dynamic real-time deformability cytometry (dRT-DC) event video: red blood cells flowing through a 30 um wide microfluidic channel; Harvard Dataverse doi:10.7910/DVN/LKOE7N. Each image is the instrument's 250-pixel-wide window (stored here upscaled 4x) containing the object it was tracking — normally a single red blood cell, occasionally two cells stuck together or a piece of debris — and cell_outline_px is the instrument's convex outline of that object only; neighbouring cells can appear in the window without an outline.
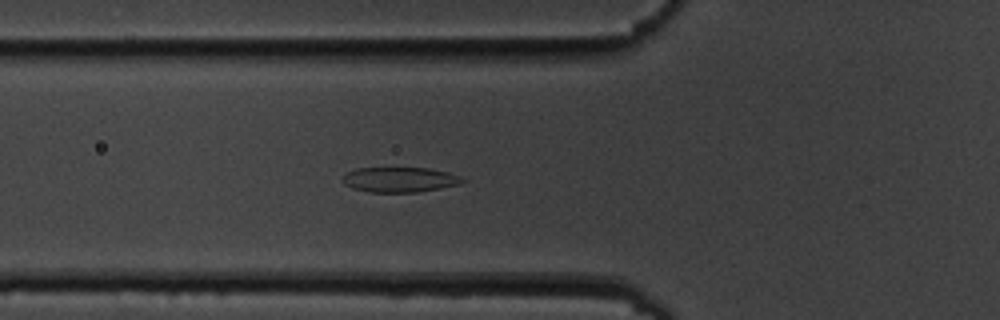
{"species": "common noctule bat (a hibernating species)", "species_latin": "Nyctalus noctula", "temperature_condition": "cold", "stored_images_in_passage": 6, "camera_frame_rate_fps": 3000, "um_per_image_px": 0.085, "animal": {"sex": "male", "body_mass_g": 19.5, "forearm_length_mm": 54.6}, "frame": {"image": 1, "passage_image": 6, "time_ms": 5.667, "image_size_px": [1000, 320], "cell_outline_px": [[464, 180], [460, 184], [440, 188], [416, 192], [368, 192], [352, 188], [344, 184], [344, 176], [348, 172], [356, 168], [428, 168], [448, 172], [460, 176]], "centroid_in_image_um": [33.97, 15.27], "position_along_channel_um": 91.8, "area_um2": 17.34}}